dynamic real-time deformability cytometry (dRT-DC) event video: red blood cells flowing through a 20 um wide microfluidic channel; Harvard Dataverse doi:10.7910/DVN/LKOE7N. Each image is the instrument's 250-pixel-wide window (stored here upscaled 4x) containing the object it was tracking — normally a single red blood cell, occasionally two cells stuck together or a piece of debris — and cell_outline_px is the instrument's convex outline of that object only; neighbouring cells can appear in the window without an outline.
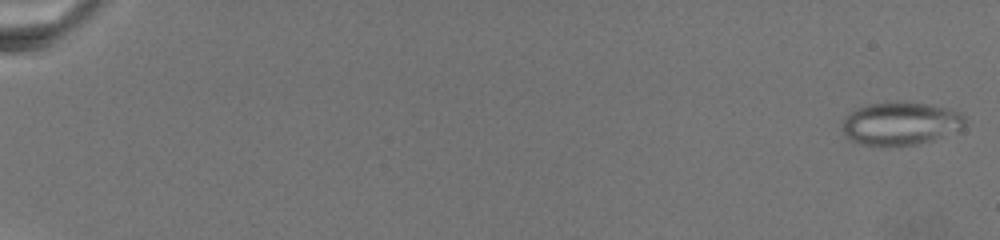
{"species": "common noctule bat (a hibernating species)", "species_latin": "Nyctalus noctula", "temperature_condition": "warm", "stored_images_in_passage": 12, "camera_frame_rate_fps": 3000, "um_per_image_px": 0.085, "animal": {"sex": "female", "body_mass_g": 19.5, "forearm_length_mm": 54.1}, "frame": {"image": 1, "passage_image": 1, "time_ms": 0.0, "image_size_px": [1000, 240], "cell_outline_px": [[964, 124], [960, 132], [932, 140], [916, 144], [860, 144], [848, 140], [840, 128], [844, 120], [856, 108], [868, 104], [928, 104], [948, 108], [960, 112], [964, 116]], "centroid_in_image_um": [76.57, 10.52], "position_along_channel_um": 8.4, "area_um2": 30.06}}
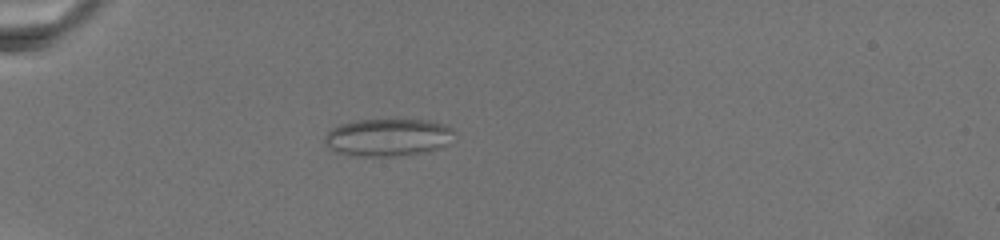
{"frame": {"image": 2, "passage_image": 10, "time_ms": 8.0, "image_size_px": [1000, 240], "cell_outline_px": [[456, 132], [452, 144], [424, 152], [392, 156], [356, 156], [336, 152], [324, 140], [324, 136], [332, 128], [340, 124], [356, 120], [428, 120], [444, 124], [452, 128]], "centroid_in_image_um": [33.04, 11.67], "position_along_channel_um": 52.0, "area_um2": 28.44}}
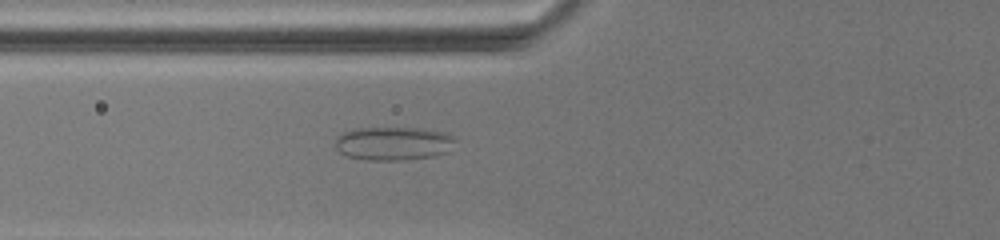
{"frame": {"image": 3, "passage_image": 12, "time_ms": 10.333, "image_size_px": [1000, 240], "cell_outline_px": [[456, 140], [448, 152], [432, 156], [404, 160], [364, 160], [348, 156], [340, 152], [336, 148], [336, 140], [340, 132], [356, 128], [420, 128], [444, 132], [452, 136]], "centroid_in_image_um": [33.42, 12.19], "position_along_channel_um": 92.4, "area_um2": 23.52}}